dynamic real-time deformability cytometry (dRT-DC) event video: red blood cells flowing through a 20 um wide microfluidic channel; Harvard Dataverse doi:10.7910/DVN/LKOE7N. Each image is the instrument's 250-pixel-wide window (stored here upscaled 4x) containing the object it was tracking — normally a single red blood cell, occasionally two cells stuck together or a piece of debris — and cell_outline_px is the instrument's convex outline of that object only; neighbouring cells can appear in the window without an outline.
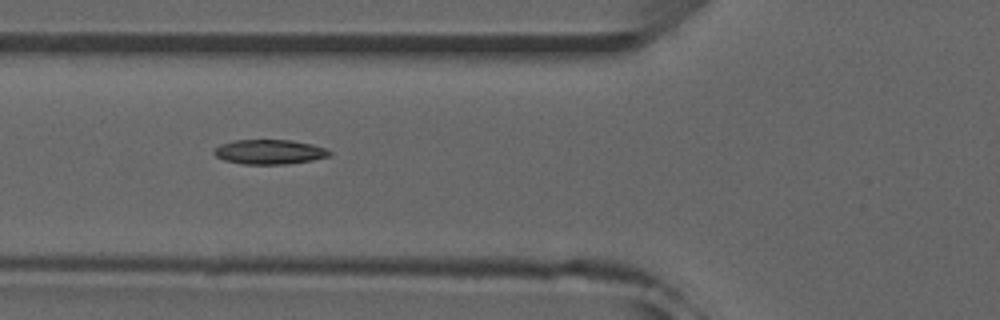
{"species": "common noctule bat (a hibernating species)", "species_latin": "Nyctalus noctula", "temperature_condition": "room temperature", "stored_images_in_passage": 28, "camera_frame_rate_fps": 3000, "um_per_image_px": 0.085, "animal": {"sex": "male", "forearm_length_mm": 52.5}, "frame": {"image": 1, "passage_image": 19, "time_ms": 6.0, "image_size_px": [1000, 320], "cell_outline_px": [[332, 156], [312, 160], [288, 164], [244, 164], [224, 160], [216, 156], [212, 152], [212, 148], [220, 144], [232, 140], [292, 140], [312, 144], [324, 148], [332, 152]], "centroid_in_image_um": [22.88, 12.91], "position_along_channel_um": 102.9, "area_um2": 16.76}}
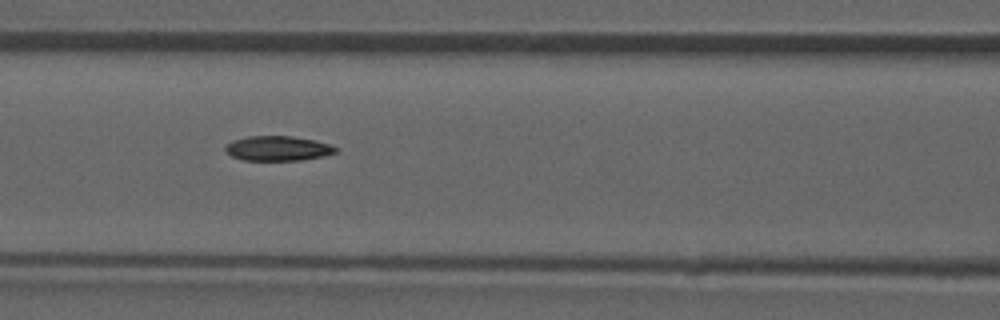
{"frame": {"image": 2, "passage_image": 22, "time_ms": 7.0, "image_size_px": [1000, 320], "cell_outline_px": [[340, 148], [336, 152], [324, 156], [300, 160], [244, 160], [232, 156], [224, 148], [232, 140], [248, 136], [292, 136], [316, 140]], "centroid_in_image_um": [23.65, 12.6], "position_along_channel_um": 143.0, "area_um2": 15.9}}